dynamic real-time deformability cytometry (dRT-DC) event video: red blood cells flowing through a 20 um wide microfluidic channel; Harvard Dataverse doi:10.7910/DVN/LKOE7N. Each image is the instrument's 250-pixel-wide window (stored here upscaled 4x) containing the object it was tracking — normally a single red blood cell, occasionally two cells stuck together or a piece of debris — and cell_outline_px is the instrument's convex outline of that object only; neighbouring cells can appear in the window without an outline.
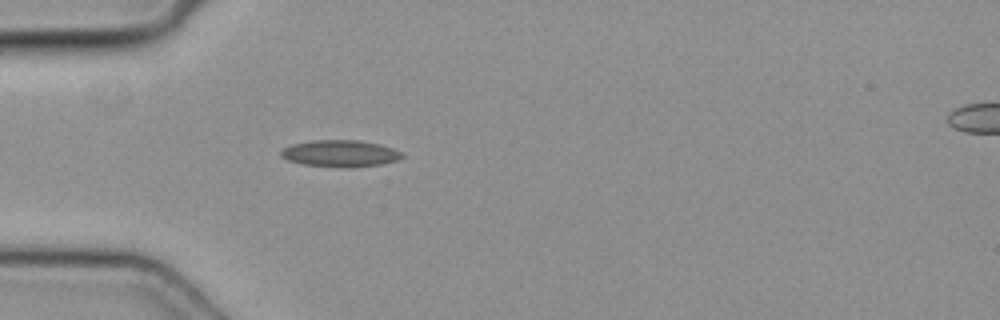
{"species": "common noctule bat (a hibernating species)", "species_latin": "Nyctalus noctula", "temperature_condition": "cold", "stored_images_in_passage": 40, "camera_frame_rate_fps": 3000, "um_per_image_px": 0.085, "animal": {"sex": "female", "body_mass_g": 19.3, "forearm_length_mm": 54.1}, "frame": {"image": 1, "passage_image": 7, "time_ms": 2.0, "image_size_px": [1000, 320], "cell_outline_px": [[404, 156], [400, 160], [380, 164], [348, 168], [304, 164], [288, 160], [280, 156], [280, 152], [284, 148], [292, 144], [312, 140], [360, 140], [380, 144], [392, 148], [400, 152]], "centroid_in_image_um": [28.93, 13.04], "position_along_channel_um": 56.1, "area_um2": 18.84}}
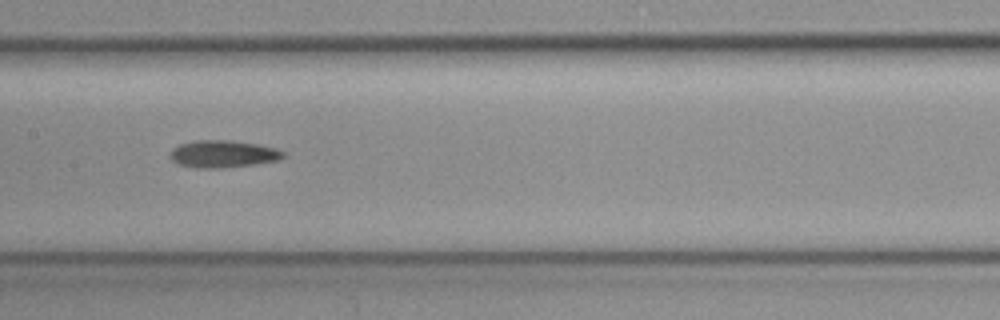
{"frame": {"image": 2, "passage_image": 17, "time_ms": 5.333, "image_size_px": [1000, 320], "cell_outline_px": [[284, 156], [280, 160], [252, 164], [220, 168], [196, 168], [180, 164], [172, 160], [172, 148], [180, 144], [196, 140], [228, 140], [256, 144], [276, 148], [284, 152]], "centroid_in_image_um": [18.97, 13.08], "position_along_channel_um": 188.4, "area_um2": 17.69}}
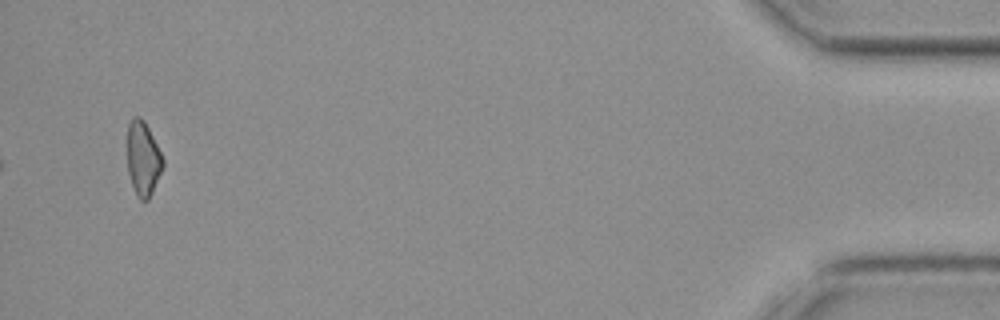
{"frame": {"image": 3, "passage_image": 40, "time_ms": 13.0, "image_size_px": [1000, 320], "cell_outline_px": [[164, 164], [152, 192], [148, 200], [140, 200], [136, 196], [128, 172], [128, 124], [132, 116], [140, 116], [144, 120], [164, 160]], "centroid_in_image_um": [12.15, 13.48], "position_along_channel_um": 423.1, "area_um2": 15.2}}